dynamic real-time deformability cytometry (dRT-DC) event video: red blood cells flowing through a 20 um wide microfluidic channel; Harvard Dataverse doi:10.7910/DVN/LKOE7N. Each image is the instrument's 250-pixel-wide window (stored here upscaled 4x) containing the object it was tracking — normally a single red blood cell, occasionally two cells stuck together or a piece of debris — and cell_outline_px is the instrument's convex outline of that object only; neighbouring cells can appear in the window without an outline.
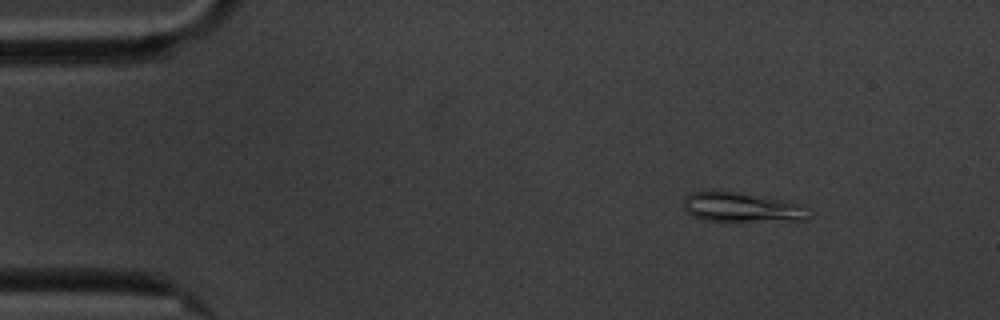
{"species": "common noctule bat (a hibernating species)", "species_latin": "Nyctalus noctula", "temperature_condition": "cold", "stored_images_in_passage": 10, "camera_frame_rate_fps": 3000, "um_per_image_px": 0.085, "animal": {"sex": "male", "body_mass_g": 20.1, "forearm_length_mm": 53.5}, "frame": {"image": 1, "passage_image": 1, "time_ms": 0.0, "image_size_px": [1000, 320], "cell_outline_px": [[812, 216], [808, 220], [704, 220], [692, 216], [684, 208], [684, 204], [688, 196], [692, 192], [712, 188], [772, 196], [804, 204], [808, 208]], "centroid_in_image_um": [63.14, 17.56], "position_along_channel_um": 21.9, "area_um2": 22.37}}
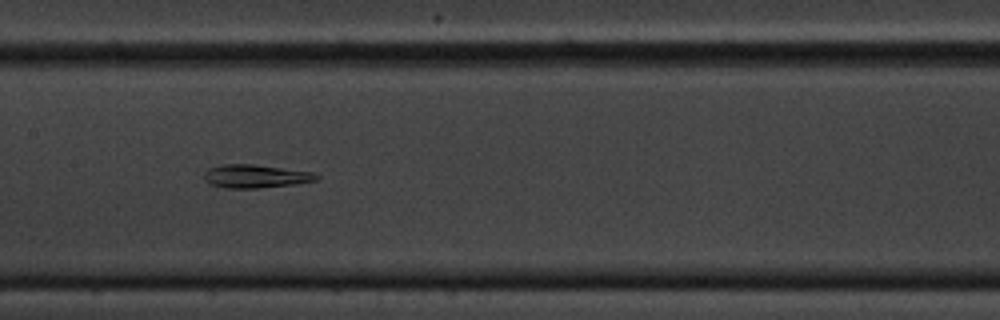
{"frame": {"image": 2, "passage_image": 7, "time_ms": 7.0, "image_size_px": [1000, 320], "cell_outline_px": [[320, 176], [316, 180], [296, 184], [256, 188], [224, 188], [208, 184], [204, 180], [204, 172], [208, 168], [224, 164], [252, 164], [312, 172]], "centroid_in_image_um": [21.66, 14.98], "position_along_channel_um": 185.7, "area_um2": 15.26}}
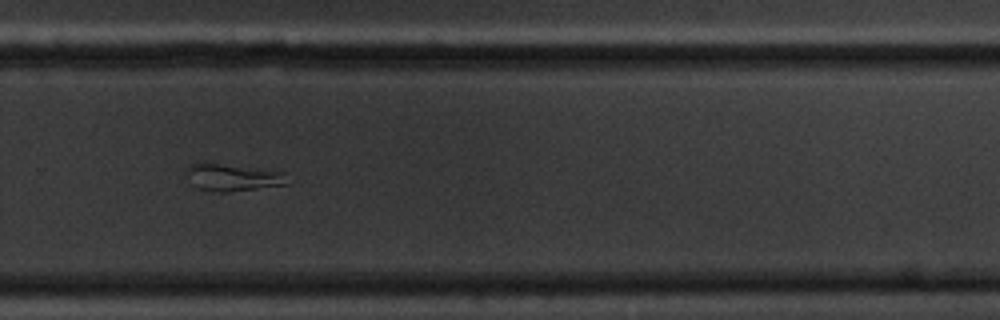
{"frame": {"image": 3, "passage_image": 10, "time_ms": 10.667, "image_size_px": [1000, 320], "cell_outline_px": [[292, 184], [228, 192], [212, 192], [196, 188], [192, 184], [184, 168], [188, 164], [200, 160], [204, 160], [284, 172]], "centroid_in_image_um": [19.73, 15.04], "position_along_channel_um": 310.1, "area_um2": 16.94}}